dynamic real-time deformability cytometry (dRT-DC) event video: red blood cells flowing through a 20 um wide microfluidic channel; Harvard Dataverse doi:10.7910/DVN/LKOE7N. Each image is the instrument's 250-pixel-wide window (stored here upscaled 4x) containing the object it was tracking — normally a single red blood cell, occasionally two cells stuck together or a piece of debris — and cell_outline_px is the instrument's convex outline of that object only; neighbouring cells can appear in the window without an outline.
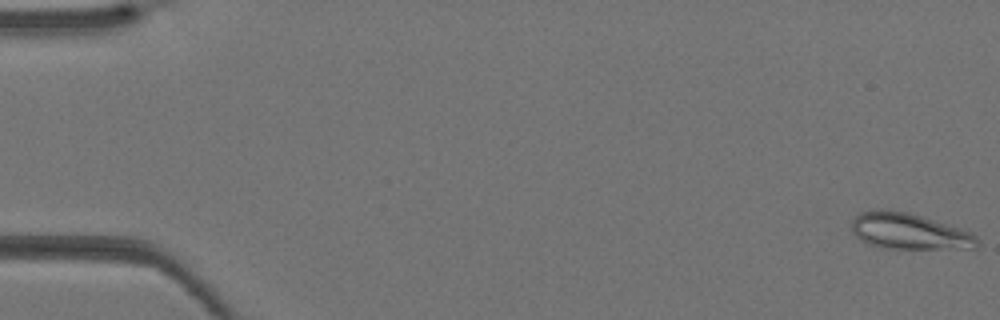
{"species": "Egyptian fruit bat (a non-hibernating species)", "species_latin": "Rousettus aegyptiacus", "temperature_condition": "warm", "stored_images_in_passage": 41, "camera_frame_rate_fps": 3000, "um_per_image_px": 0.085, "animal": {"sex": "female"}, "frame": {"image": 1, "passage_image": 1, "time_ms": 0.0, "image_size_px": [1000, 320], "cell_outline_px": [[980, 244], [976, 248], [884, 248], [868, 244], [860, 240], [852, 232], [852, 220], [860, 212], [880, 208], [908, 212], [960, 228], [972, 232], [980, 240]], "centroid_in_image_um": [77.27, 19.65], "position_along_channel_um": 7.7, "area_um2": 26.47}}
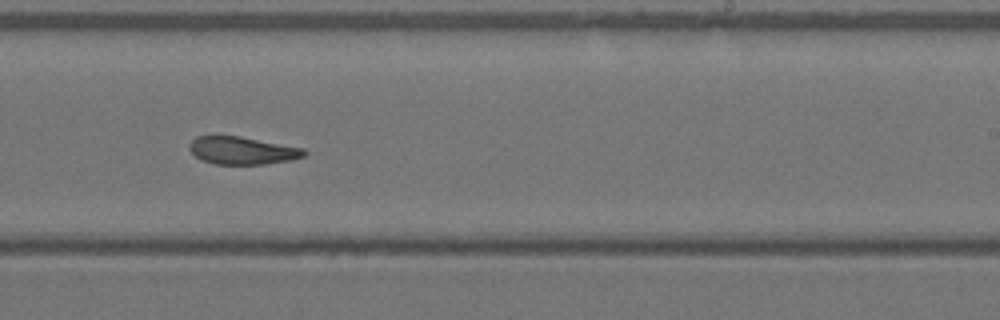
{"frame": {"image": 2, "passage_image": 26, "time_ms": 8.333, "image_size_px": [1000, 320], "cell_outline_px": [[308, 152], [304, 156], [292, 160], [264, 164], [216, 164], [204, 160], [196, 156], [188, 148], [188, 144], [196, 136], [240, 136], [304, 148]], "centroid_in_image_um": [20.62, 12.79], "position_along_channel_um": 268.4, "area_um2": 18.44}}
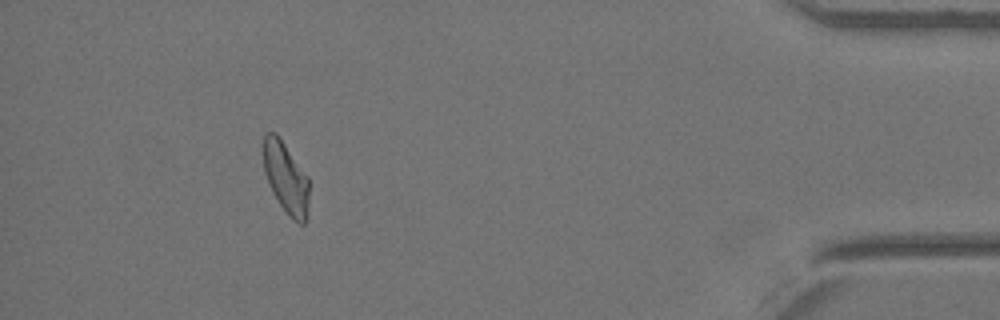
{"frame": {"image": 3, "passage_image": 38, "time_ms": 12.333, "image_size_px": [1000, 320], "cell_outline_px": [[308, 216], [304, 224], [300, 224], [292, 220], [288, 216], [272, 192], [264, 172], [264, 132], [276, 132], [308, 176]], "centroid_in_image_um": [24.31, 15.14], "position_along_channel_um": 410.9, "area_um2": 19.02}}